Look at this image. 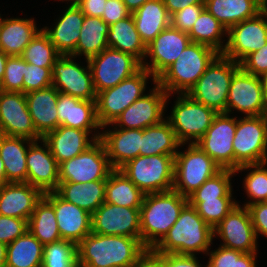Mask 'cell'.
<instances>
[{
	"mask_svg": "<svg viewBox=\"0 0 267 267\" xmlns=\"http://www.w3.org/2000/svg\"><path fill=\"white\" fill-rule=\"evenodd\" d=\"M147 250L138 238L89 233L77 245L82 267H136Z\"/></svg>",
	"mask_w": 267,
	"mask_h": 267,
	"instance_id": "cell-1",
	"label": "cell"
},
{
	"mask_svg": "<svg viewBox=\"0 0 267 267\" xmlns=\"http://www.w3.org/2000/svg\"><path fill=\"white\" fill-rule=\"evenodd\" d=\"M214 242L213 228L187 203L164 238L153 248L158 254L202 256Z\"/></svg>",
	"mask_w": 267,
	"mask_h": 267,
	"instance_id": "cell-2",
	"label": "cell"
},
{
	"mask_svg": "<svg viewBox=\"0 0 267 267\" xmlns=\"http://www.w3.org/2000/svg\"><path fill=\"white\" fill-rule=\"evenodd\" d=\"M188 199L174 189L145 194L140 207V240L153 249L179 218Z\"/></svg>",
	"mask_w": 267,
	"mask_h": 267,
	"instance_id": "cell-3",
	"label": "cell"
},
{
	"mask_svg": "<svg viewBox=\"0 0 267 267\" xmlns=\"http://www.w3.org/2000/svg\"><path fill=\"white\" fill-rule=\"evenodd\" d=\"M218 54L211 47L190 42L156 82L168 95L187 94Z\"/></svg>",
	"mask_w": 267,
	"mask_h": 267,
	"instance_id": "cell-4",
	"label": "cell"
},
{
	"mask_svg": "<svg viewBox=\"0 0 267 267\" xmlns=\"http://www.w3.org/2000/svg\"><path fill=\"white\" fill-rule=\"evenodd\" d=\"M168 106L171 107L170 111ZM217 114L187 94L168 95L166 100L165 119L181 144H195L207 132Z\"/></svg>",
	"mask_w": 267,
	"mask_h": 267,
	"instance_id": "cell-5",
	"label": "cell"
},
{
	"mask_svg": "<svg viewBox=\"0 0 267 267\" xmlns=\"http://www.w3.org/2000/svg\"><path fill=\"white\" fill-rule=\"evenodd\" d=\"M150 81V82H149ZM156 78L144 67L118 85L96 94V115L101 127L113 124L134 101L147 93ZM151 84L149 86V84Z\"/></svg>",
	"mask_w": 267,
	"mask_h": 267,
	"instance_id": "cell-6",
	"label": "cell"
},
{
	"mask_svg": "<svg viewBox=\"0 0 267 267\" xmlns=\"http://www.w3.org/2000/svg\"><path fill=\"white\" fill-rule=\"evenodd\" d=\"M239 68L240 64L218 54L187 95L217 113H227L229 87L234 73Z\"/></svg>",
	"mask_w": 267,
	"mask_h": 267,
	"instance_id": "cell-7",
	"label": "cell"
},
{
	"mask_svg": "<svg viewBox=\"0 0 267 267\" xmlns=\"http://www.w3.org/2000/svg\"><path fill=\"white\" fill-rule=\"evenodd\" d=\"M221 169L196 143L181 144L174 157L173 189L188 197Z\"/></svg>",
	"mask_w": 267,
	"mask_h": 267,
	"instance_id": "cell-8",
	"label": "cell"
},
{
	"mask_svg": "<svg viewBox=\"0 0 267 267\" xmlns=\"http://www.w3.org/2000/svg\"><path fill=\"white\" fill-rule=\"evenodd\" d=\"M175 155L141 156L119 168L144 194L173 190Z\"/></svg>",
	"mask_w": 267,
	"mask_h": 267,
	"instance_id": "cell-9",
	"label": "cell"
},
{
	"mask_svg": "<svg viewBox=\"0 0 267 267\" xmlns=\"http://www.w3.org/2000/svg\"><path fill=\"white\" fill-rule=\"evenodd\" d=\"M234 170L246 164L267 162V118L236 116L233 139Z\"/></svg>",
	"mask_w": 267,
	"mask_h": 267,
	"instance_id": "cell-10",
	"label": "cell"
},
{
	"mask_svg": "<svg viewBox=\"0 0 267 267\" xmlns=\"http://www.w3.org/2000/svg\"><path fill=\"white\" fill-rule=\"evenodd\" d=\"M88 63L96 94L118 85L142 68L134 56L110 47L88 59Z\"/></svg>",
	"mask_w": 267,
	"mask_h": 267,
	"instance_id": "cell-11",
	"label": "cell"
},
{
	"mask_svg": "<svg viewBox=\"0 0 267 267\" xmlns=\"http://www.w3.org/2000/svg\"><path fill=\"white\" fill-rule=\"evenodd\" d=\"M52 85L61 93L81 100L96 101L92 72L87 59L61 55L52 68Z\"/></svg>",
	"mask_w": 267,
	"mask_h": 267,
	"instance_id": "cell-12",
	"label": "cell"
},
{
	"mask_svg": "<svg viewBox=\"0 0 267 267\" xmlns=\"http://www.w3.org/2000/svg\"><path fill=\"white\" fill-rule=\"evenodd\" d=\"M113 170L103 142L98 139L84 152L59 164V182L107 180Z\"/></svg>",
	"mask_w": 267,
	"mask_h": 267,
	"instance_id": "cell-13",
	"label": "cell"
},
{
	"mask_svg": "<svg viewBox=\"0 0 267 267\" xmlns=\"http://www.w3.org/2000/svg\"><path fill=\"white\" fill-rule=\"evenodd\" d=\"M267 99L261 79L241 67L234 73L227 98V113L234 116H262L266 114ZM238 114V115H237Z\"/></svg>",
	"mask_w": 267,
	"mask_h": 267,
	"instance_id": "cell-14",
	"label": "cell"
},
{
	"mask_svg": "<svg viewBox=\"0 0 267 267\" xmlns=\"http://www.w3.org/2000/svg\"><path fill=\"white\" fill-rule=\"evenodd\" d=\"M214 241L243 253H259V242L247 207L236 205L213 228Z\"/></svg>",
	"mask_w": 267,
	"mask_h": 267,
	"instance_id": "cell-15",
	"label": "cell"
},
{
	"mask_svg": "<svg viewBox=\"0 0 267 267\" xmlns=\"http://www.w3.org/2000/svg\"><path fill=\"white\" fill-rule=\"evenodd\" d=\"M267 43V6L256 16L235 24L227 31L223 55L240 64Z\"/></svg>",
	"mask_w": 267,
	"mask_h": 267,
	"instance_id": "cell-16",
	"label": "cell"
},
{
	"mask_svg": "<svg viewBox=\"0 0 267 267\" xmlns=\"http://www.w3.org/2000/svg\"><path fill=\"white\" fill-rule=\"evenodd\" d=\"M168 94L158 84L134 101L115 120L113 125L123 129H145L161 123L166 116Z\"/></svg>",
	"mask_w": 267,
	"mask_h": 267,
	"instance_id": "cell-17",
	"label": "cell"
},
{
	"mask_svg": "<svg viewBox=\"0 0 267 267\" xmlns=\"http://www.w3.org/2000/svg\"><path fill=\"white\" fill-rule=\"evenodd\" d=\"M236 132V116L218 113L207 132L196 144L222 169L234 170L233 139Z\"/></svg>",
	"mask_w": 267,
	"mask_h": 267,
	"instance_id": "cell-18",
	"label": "cell"
},
{
	"mask_svg": "<svg viewBox=\"0 0 267 267\" xmlns=\"http://www.w3.org/2000/svg\"><path fill=\"white\" fill-rule=\"evenodd\" d=\"M190 42L188 33L169 25L146 46V55L142 67L157 79L178 59Z\"/></svg>",
	"mask_w": 267,
	"mask_h": 267,
	"instance_id": "cell-19",
	"label": "cell"
},
{
	"mask_svg": "<svg viewBox=\"0 0 267 267\" xmlns=\"http://www.w3.org/2000/svg\"><path fill=\"white\" fill-rule=\"evenodd\" d=\"M91 232L140 239V208L104 202L92 214Z\"/></svg>",
	"mask_w": 267,
	"mask_h": 267,
	"instance_id": "cell-20",
	"label": "cell"
},
{
	"mask_svg": "<svg viewBox=\"0 0 267 267\" xmlns=\"http://www.w3.org/2000/svg\"><path fill=\"white\" fill-rule=\"evenodd\" d=\"M0 123L5 136L41 139L29 114L25 93L4 91L0 95Z\"/></svg>",
	"mask_w": 267,
	"mask_h": 267,
	"instance_id": "cell-21",
	"label": "cell"
},
{
	"mask_svg": "<svg viewBox=\"0 0 267 267\" xmlns=\"http://www.w3.org/2000/svg\"><path fill=\"white\" fill-rule=\"evenodd\" d=\"M27 183L43 193L54 192L59 184V164L41 138L32 141L26 155Z\"/></svg>",
	"mask_w": 267,
	"mask_h": 267,
	"instance_id": "cell-22",
	"label": "cell"
},
{
	"mask_svg": "<svg viewBox=\"0 0 267 267\" xmlns=\"http://www.w3.org/2000/svg\"><path fill=\"white\" fill-rule=\"evenodd\" d=\"M58 6L62 7L63 11L58 10L59 15L54 16V22L45 23L42 25V30L60 55H72L80 37L85 15L77 5Z\"/></svg>",
	"mask_w": 267,
	"mask_h": 267,
	"instance_id": "cell-23",
	"label": "cell"
},
{
	"mask_svg": "<svg viewBox=\"0 0 267 267\" xmlns=\"http://www.w3.org/2000/svg\"><path fill=\"white\" fill-rule=\"evenodd\" d=\"M44 197L54 207L61 239L78 245L91 233L92 214L62 199L55 191L44 193Z\"/></svg>",
	"mask_w": 267,
	"mask_h": 267,
	"instance_id": "cell-24",
	"label": "cell"
},
{
	"mask_svg": "<svg viewBox=\"0 0 267 267\" xmlns=\"http://www.w3.org/2000/svg\"><path fill=\"white\" fill-rule=\"evenodd\" d=\"M100 137L101 130H80L61 125L42 139L60 164L84 152Z\"/></svg>",
	"mask_w": 267,
	"mask_h": 267,
	"instance_id": "cell-25",
	"label": "cell"
},
{
	"mask_svg": "<svg viewBox=\"0 0 267 267\" xmlns=\"http://www.w3.org/2000/svg\"><path fill=\"white\" fill-rule=\"evenodd\" d=\"M141 129L117 128L113 124L102 127L100 140L103 142L109 163L119 169L126 162L139 156Z\"/></svg>",
	"mask_w": 267,
	"mask_h": 267,
	"instance_id": "cell-26",
	"label": "cell"
},
{
	"mask_svg": "<svg viewBox=\"0 0 267 267\" xmlns=\"http://www.w3.org/2000/svg\"><path fill=\"white\" fill-rule=\"evenodd\" d=\"M2 14L0 11V50L8 56H21L25 47L32 41L42 26L36 17L26 14L22 18ZM10 15V16H8Z\"/></svg>",
	"mask_w": 267,
	"mask_h": 267,
	"instance_id": "cell-27",
	"label": "cell"
},
{
	"mask_svg": "<svg viewBox=\"0 0 267 267\" xmlns=\"http://www.w3.org/2000/svg\"><path fill=\"white\" fill-rule=\"evenodd\" d=\"M43 196L27 182H7L0 187V215L28 221Z\"/></svg>",
	"mask_w": 267,
	"mask_h": 267,
	"instance_id": "cell-28",
	"label": "cell"
},
{
	"mask_svg": "<svg viewBox=\"0 0 267 267\" xmlns=\"http://www.w3.org/2000/svg\"><path fill=\"white\" fill-rule=\"evenodd\" d=\"M58 96L59 91L53 85L25 94L29 114L41 138L59 127Z\"/></svg>",
	"mask_w": 267,
	"mask_h": 267,
	"instance_id": "cell-29",
	"label": "cell"
},
{
	"mask_svg": "<svg viewBox=\"0 0 267 267\" xmlns=\"http://www.w3.org/2000/svg\"><path fill=\"white\" fill-rule=\"evenodd\" d=\"M57 113L59 126L80 130H102L96 115V101L81 100L59 92Z\"/></svg>",
	"mask_w": 267,
	"mask_h": 267,
	"instance_id": "cell-30",
	"label": "cell"
},
{
	"mask_svg": "<svg viewBox=\"0 0 267 267\" xmlns=\"http://www.w3.org/2000/svg\"><path fill=\"white\" fill-rule=\"evenodd\" d=\"M204 4L228 31L235 24L260 13L267 6V0H205Z\"/></svg>",
	"mask_w": 267,
	"mask_h": 267,
	"instance_id": "cell-31",
	"label": "cell"
},
{
	"mask_svg": "<svg viewBox=\"0 0 267 267\" xmlns=\"http://www.w3.org/2000/svg\"><path fill=\"white\" fill-rule=\"evenodd\" d=\"M131 14L145 46L170 25V14L163 0H149Z\"/></svg>",
	"mask_w": 267,
	"mask_h": 267,
	"instance_id": "cell-32",
	"label": "cell"
},
{
	"mask_svg": "<svg viewBox=\"0 0 267 267\" xmlns=\"http://www.w3.org/2000/svg\"><path fill=\"white\" fill-rule=\"evenodd\" d=\"M31 142L26 138L5 135L0 139L6 182H27L26 155Z\"/></svg>",
	"mask_w": 267,
	"mask_h": 267,
	"instance_id": "cell-33",
	"label": "cell"
},
{
	"mask_svg": "<svg viewBox=\"0 0 267 267\" xmlns=\"http://www.w3.org/2000/svg\"><path fill=\"white\" fill-rule=\"evenodd\" d=\"M106 180L88 183L59 182L55 192L64 200L93 214L105 201Z\"/></svg>",
	"mask_w": 267,
	"mask_h": 267,
	"instance_id": "cell-34",
	"label": "cell"
},
{
	"mask_svg": "<svg viewBox=\"0 0 267 267\" xmlns=\"http://www.w3.org/2000/svg\"><path fill=\"white\" fill-rule=\"evenodd\" d=\"M108 47L128 53L141 63L146 55V46L135 27L132 14L109 25Z\"/></svg>",
	"mask_w": 267,
	"mask_h": 267,
	"instance_id": "cell-35",
	"label": "cell"
},
{
	"mask_svg": "<svg viewBox=\"0 0 267 267\" xmlns=\"http://www.w3.org/2000/svg\"><path fill=\"white\" fill-rule=\"evenodd\" d=\"M109 25L102 18L84 16L73 57L90 59L108 47Z\"/></svg>",
	"mask_w": 267,
	"mask_h": 267,
	"instance_id": "cell-36",
	"label": "cell"
},
{
	"mask_svg": "<svg viewBox=\"0 0 267 267\" xmlns=\"http://www.w3.org/2000/svg\"><path fill=\"white\" fill-rule=\"evenodd\" d=\"M181 143L170 123L164 119L161 123L143 129L139 155H175Z\"/></svg>",
	"mask_w": 267,
	"mask_h": 267,
	"instance_id": "cell-37",
	"label": "cell"
},
{
	"mask_svg": "<svg viewBox=\"0 0 267 267\" xmlns=\"http://www.w3.org/2000/svg\"><path fill=\"white\" fill-rule=\"evenodd\" d=\"M43 244L27 230L7 245L5 267H41Z\"/></svg>",
	"mask_w": 267,
	"mask_h": 267,
	"instance_id": "cell-38",
	"label": "cell"
},
{
	"mask_svg": "<svg viewBox=\"0 0 267 267\" xmlns=\"http://www.w3.org/2000/svg\"><path fill=\"white\" fill-rule=\"evenodd\" d=\"M145 194L119 169H113L105 186V201L109 204L140 208Z\"/></svg>",
	"mask_w": 267,
	"mask_h": 267,
	"instance_id": "cell-39",
	"label": "cell"
},
{
	"mask_svg": "<svg viewBox=\"0 0 267 267\" xmlns=\"http://www.w3.org/2000/svg\"><path fill=\"white\" fill-rule=\"evenodd\" d=\"M244 172V173H243ZM235 177L243 176L242 188L245 194L244 201H237L238 205L248 207L249 205L267 202V162L259 164H246L234 170ZM243 174V175H242Z\"/></svg>",
	"mask_w": 267,
	"mask_h": 267,
	"instance_id": "cell-40",
	"label": "cell"
},
{
	"mask_svg": "<svg viewBox=\"0 0 267 267\" xmlns=\"http://www.w3.org/2000/svg\"><path fill=\"white\" fill-rule=\"evenodd\" d=\"M191 42L206 45L222 54L227 44L226 28L205 8L188 33Z\"/></svg>",
	"mask_w": 267,
	"mask_h": 267,
	"instance_id": "cell-41",
	"label": "cell"
},
{
	"mask_svg": "<svg viewBox=\"0 0 267 267\" xmlns=\"http://www.w3.org/2000/svg\"><path fill=\"white\" fill-rule=\"evenodd\" d=\"M28 230L43 244L62 240L53 205L43 196L28 220Z\"/></svg>",
	"mask_w": 267,
	"mask_h": 267,
	"instance_id": "cell-42",
	"label": "cell"
},
{
	"mask_svg": "<svg viewBox=\"0 0 267 267\" xmlns=\"http://www.w3.org/2000/svg\"><path fill=\"white\" fill-rule=\"evenodd\" d=\"M234 170L221 169L214 176L206 180L187 199H216L219 197H236L234 195ZM233 181V182H232Z\"/></svg>",
	"mask_w": 267,
	"mask_h": 267,
	"instance_id": "cell-43",
	"label": "cell"
},
{
	"mask_svg": "<svg viewBox=\"0 0 267 267\" xmlns=\"http://www.w3.org/2000/svg\"><path fill=\"white\" fill-rule=\"evenodd\" d=\"M60 56L55 46L50 42L48 35L42 29L21 54V57L27 63L40 67H53Z\"/></svg>",
	"mask_w": 267,
	"mask_h": 267,
	"instance_id": "cell-44",
	"label": "cell"
},
{
	"mask_svg": "<svg viewBox=\"0 0 267 267\" xmlns=\"http://www.w3.org/2000/svg\"><path fill=\"white\" fill-rule=\"evenodd\" d=\"M235 197H219L216 199H188V203L194 206L201 218L212 228L218 225L222 219L238 205Z\"/></svg>",
	"mask_w": 267,
	"mask_h": 267,
	"instance_id": "cell-45",
	"label": "cell"
},
{
	"mask_svg": "<svg viewBox=\"0 0 267 267\" xmlns=\"http://www.w3.org/2000/svg\"><path fill=\"white\" fill-rule=\"evenodd\" d=\"M77 263V245L74 242L62 239L43 246L41 267H74Z\"/></svg>",
	"mask_w": 267,
	"mask_h": 267,
	"instance_id": "cell-46",
	"label": "cell"
},
{
	"mask_svg": "<svg viewBox=\"0 0 267 267\" xmlns=\"http://www.w3.org/2000/svg\"><path fill=\"white\" fill-rule=\"evenodd\" d=\"M24 73L25 60L21 56H8L4 76L2 78L3 90L7 92L23 93Z\"/></svg>",
	"mask_w": 267,
	"mask_h": 267,
	"instance_id": "cell-47",
	"label": "cell"
},
{
	"mask_svg": "<svg viewBox=\"0 0 267 267\" xmlns=\"http://www.w3.org/2000/svg\"><path fill=\"white\" fill-rule=\"evenodd\" d=\"M52 68L32 65L25 61L23 93L27 94L52 85Z\"/></svg>",
	"mask_w": 267,
	"mask_h": 267,
	"instance_id": "cell-48",
	"label": "cell"
},
{
	"mask_svg": "<svg viewBox=\"0 0 267 267\" xmlns=\"http://www.w3.org/2000/svg\"><path fill=\"white\" fill-rule=\"evenodd\" d=\"M204 8L205 4L187 6L170 16V25L177 30L189 33Z\"/></svg>",
	"mask_w": 267,
	"mask_h": 267,
	"instance_id": "cell-49",
	"label": "cell"
},
{
	"mask_svg": "<svg viewBox=\"0 0 267 267\" xmlns=\"http://www.w3.org/2000/svg\"><path fill=\"white\" fill-rule=\"evenodd\" d=\"M28 230L26 219L0 215V242L8 245Z\"/></svg>",
	"mask_w": 267,
	"mask_h": 267,
	"instance_id": "cell-50",
	"label": "cell"
},
{
	"mask_svg": "<svg viewBox=\"0 0 267 267\" xmlns=\"http://www.w3.org/2000/svg\"><path fill=\"white\" fill-rule=\"evenodd\" d=\"M240 67L245 72L258 77L267 72V43L256 52L249 54L240 63Z\"/></svg>",
	"mask_w": 267,
	"mask_h": 267,
	"instance_id": "cell-51",
	"label": "cell"
},
{
	"mask_svg": "<svg viewBox=\"0 0 267 267\" xmlns=\"http://www.w3.org/2000/svg\"><path fill=\"white\" fill-rule=\"evenodd\" d=\"M247 208L258 242L261 237L267 239V202L255 203Z\"/></svg>",
	"mask_w": 267,
	"mask_h": 267,
	"instance_id": "cell-52",
	"label": "cell"
},
{
	"mask_svg": "<svg viewBox=\"0 0 267 267\" xmlns=\"http://www.w3.org/2000/svg\"><path fill=\"white\" fill-rule=\"evenodd\" d=\"M214 245L215 242L205 255L207 267H233V249L218 245V243H216L218 247Z\"/></svg>",
	"mask_w": 267,
	"mask_h": 267,
	"instance_id": "cell-53",
	"label": "cell"
},
{
	"mask_svg": "<svg viewBox=\"0 0 267 267\" xmlns=\"http://www.w3.org/2000/svg\"><path fill=\"white\" fill-rule=\"evenodd\" d=\"M131 12L122 0H107L102 15L106 24L111 25L121 19L128 17Z\"/></svg>",
	"mask_w": 267,
	"mask_h": 267,
	"instance_id": "cell-54",
	"label": "cell"
},
{
	"mask_svg": "<svg viewBox=\"0 0 267 267\" xmlns=\"http://www.w3.org/2000/svg\"><path fill=\"white\" fill-rule=\"evenodd\" d=\"M201 258L205 259L203 256L182 255L175 253L166 254L168 267H207V265H205L206 259L204 263V260L202 261Z\"/></svg>",
	"mask_w": 267,
	"mask_h": 267,
	"instance_id": "cell-55",
	"label": "cell"
},
{
	"mask_svg": "<svg viewBox=\"0 0 267 267\" xmlns=\"http://www.w3.org/2000/svg\"><path fill=\"white\" fill-rule=\"evenodd\" d=\"M136 267H168L166 254H158L153 249H147L141 255Z\"/></svg>",
	"mask_w": 267,
	"mask_h": 267,
	"instance_id": "cell-56",
	"label": "cell"
},
{
	"mask_svg": "<svg viewBox=\"0 0 267 267\" xmlns=\"http://www.w3.org/2000/svg\"><path fill=\"white\" fill-rule=\"evenodd\" d=\"M107 0H80L77 6L85 16L101 18Z\"/></svg>",
	"mask_w": 267,
	"mask_h": 267,
	"instance_id": "cell-57",
	"label": "cell"
},
{
	"mask_svg": "<svg viewBox=\"0 0 267 267\" xmlns=\"http://www.w3.org/2000/svg\"><path fill=\"white\" fill-rule=\"evenodd\" d=\"M259 253H243L233 250V267H259Z\"/></svg>",
	"mask_w": 267,
	"mask_h": 267,
	"instance_id": "cell-58",
	"label": "cell"
},
{
	"mask_svg": "<svg viewBox=\"0 0 267 267\" xmlns=\"http://www.w3.org/2000/svg\"><path fill=\"white\" fill-rule=\"evenodd\" d=\"M205 0H163L165 7L167 8L170 16L189 5L204 4Z\"/></svg>",
	"mask_w": 267,
	"mask_h": 267,
	"instance_id": "cell-59",
	"label": "cell"
},
{
	"mask_svg": "<svg viewBox=\"0 0 267 267\" xmlns=\"http://www.w3.org/2000/svg\"><path fill=\"white\" fill-rule=\"evenodd\" d=\"M127 9L133 13L149 0H122Z\"/></svg>",
	"mask_w": 267,
	"mask_h": 267,
	"instance_id": "cell-60",
	"label": "cell"
},
{
	"mask_svg": "<svg viewBox=\"0 0 267 267\" xmlns=\"http://www.w3.org/2000/svg\"><path fill=\"white\" fill-rule=\"evenodd\" d=\"M8 55L0 50V80H2L5 72Z\"/></svg>",
	"mask_w": 267,
	"mask_h": 267,
	"instance_id": "cell-61",
	"label": "cell"
},
{
	"mask_svg": "<svg viewBox=\"0 0 267 267\" xmlns=\"http://www.w3.org/2000/svg\"><path fill=\"white\" fill-rule=\"evenodd\" d=\"M6 252H7V245L0 242V267H5Z\"/></svg>",
	"mask_w": 267,
	"mask_h": 267,
	"instance_id": "cell-62",
	"label": "cell"
},
{
	"mask_svg": "<svg viewBox=\"0 0 267 267\" xmlns=\"http://www.w3.org/2000/svg\"><path fill=\"white\" fill-rule=\"evenodd\" d=\"M6 177H5V167L4 163L0 157V187L4 184H6Z\"/></svg>",
	"mask_w": 267,
	"mask_h": 267,
	"instance_id": "cell-63",
	"label": "cell"
},
{
	"mask_svg": "<svg viewBox=\"0 0 267 267\" xmlns=\"http://www.w3.org/2000/svg\"><path fill=\"white\" fill-rule=\"evenodd\" d=\"M261 79V83H262V87H263V91L265 94V97L267 99V72L263 73L261 76H259Z\"/></svg>",
	"mask_w": 267,
	"mask_h": 267,
	"instance_id": "cell-64",
	"label": "cell"
},
{
	"mask_svg": "<svg viewBox=\"0 0 267 267\" xmlns=\"http://www.w3.org/2000/svg\"><path fill=\"white\" fill-rule=\"evenodd\" d=\"M52 1V0H49ZM80 0H53V2H57V4L60 2L65 4V5H77L79 3Z\"/></svg>",
	"mask_w": 267,
	"mask_h": 267,
	"instance_id": "cell-65",
	"label": "cell"
},
{
	"mask_svg": "<svg viewBox=\"0 0 267 267\" xmlns=\"http://www.w3.org/2000/svg\"><path fill=\"white\" fill-rule=\"evenodd\" d=\"M4 136V132L2 130V126H1V123H0V139Z\"/></svg>",
	"mask_w": 267,
	"mask_h": 267,
	"instance_id": "cell-66",
	"label": "cell"
},
{
	"mask_svg": "<svg viewBox=\"0 0 267 267\" xmlns=\"http://www.w3.org/2000/svg\"><path fill=\"white\" fill-rule=\"evenodd\" d=\"M4 92L3 86H2V80H0V95Z\"/></svg>",
	"mask_w": 267,
	"mask_h": 267,
	"instance_id": "cell-67",
	"label": "cell"
},
{
	"mask_svg": "<svg viewBox=\"0 0 267 267\" xmlns=\"http://www.w3.org/2000/svg\"><path fill=\"white\" fill-rule=\"evenodd\" d=\"M74 267H82V266L77 263Z\"/></svg>",
	"mask_w": 267,
	"mask_h": 267,
	"instance_id": "cell-68",
	"label": "cell"
}]
</instances>
